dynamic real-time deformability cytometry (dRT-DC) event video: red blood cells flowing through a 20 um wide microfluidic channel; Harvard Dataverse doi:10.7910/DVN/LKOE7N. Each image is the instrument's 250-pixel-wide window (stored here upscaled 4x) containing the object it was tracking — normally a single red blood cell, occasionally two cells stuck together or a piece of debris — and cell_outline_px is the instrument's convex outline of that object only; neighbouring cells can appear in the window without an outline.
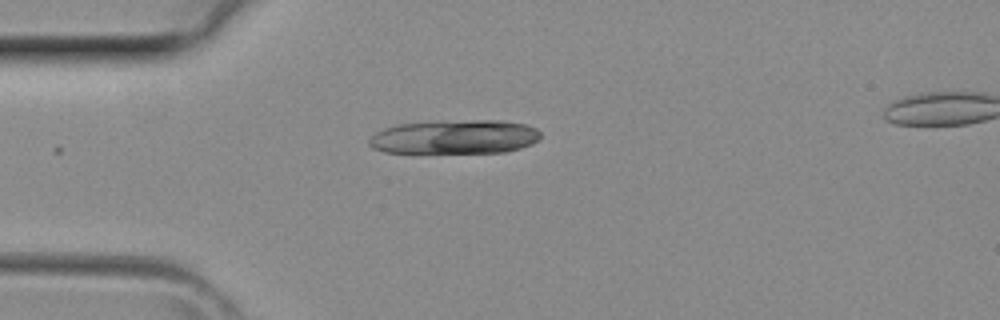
{"species": "common noctule bat (a hibernating species)", "species_latin": "Nyctalus noctula", "temperature_condition": "room temperature", "stored_images_in_passage": 2, "camera_frame_rate_fps": 3000, "um_per_image_px": 0.085, "animal": {"sex": "female", "body_mass_g": 29.2, "forearm_length_mm": 56.3}, "frame": {"image": 1, "passage_image": 1, "time_ms": 0.0, "image_size_px": [1000, 320], "cell_outline_px": [[540, 136], [532, 144], [520, 148], [504, 152], [384, 152], [372, 148], [368, 144], [368, 140], [376, 132], [384, 128], [400, 124], [432, 120], [500, 120], [528, 124], [536, 128], [540, 132]], "centroid_in_image_um": [38.65, 11.61], "position_along_channel_um": 46.4, "area_um2": 34.28}}